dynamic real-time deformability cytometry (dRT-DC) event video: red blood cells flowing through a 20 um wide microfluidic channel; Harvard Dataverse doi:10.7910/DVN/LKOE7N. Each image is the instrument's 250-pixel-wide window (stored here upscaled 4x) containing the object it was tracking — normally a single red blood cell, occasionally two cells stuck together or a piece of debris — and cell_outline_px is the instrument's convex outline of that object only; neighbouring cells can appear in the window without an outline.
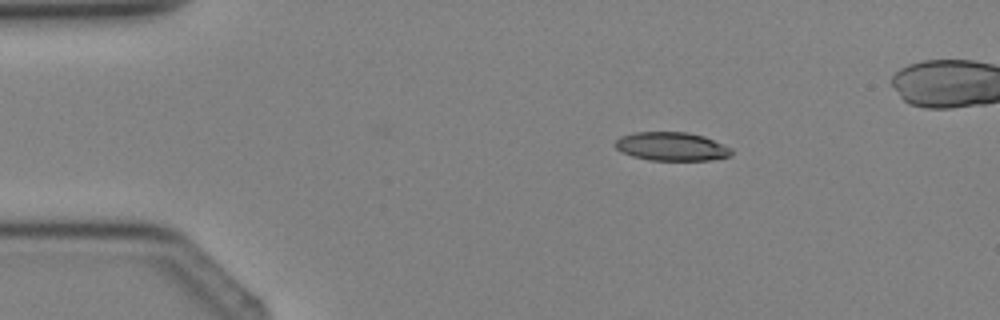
{"species": "Egyptian fruit bat (a non-hibernating species)", "species_latin": "Rousettus aegyptiacus", "temperature_condition": "cold", "stored_images_in_passage": 4, "camera_frame_rate_fps": 3000, "um_per_image_px": 0.085, "animal": {"sex": "female"}, "frame": {"image": 1, "passage_image": 2, "time_ms": 1.333, "image_size_px": [1000, 320], "cell_outline_px": [[732, 156], [712, 160], [648, 160], [632, 156], [620, 152], [612, 144], [620, 136], [632, 132], [688, 132], [704, 136], [732, 148]], "centroid_in_image_um": [57.06, 12.45], "position_along_channel_um": 27.9, "area_um2": 19.65}}